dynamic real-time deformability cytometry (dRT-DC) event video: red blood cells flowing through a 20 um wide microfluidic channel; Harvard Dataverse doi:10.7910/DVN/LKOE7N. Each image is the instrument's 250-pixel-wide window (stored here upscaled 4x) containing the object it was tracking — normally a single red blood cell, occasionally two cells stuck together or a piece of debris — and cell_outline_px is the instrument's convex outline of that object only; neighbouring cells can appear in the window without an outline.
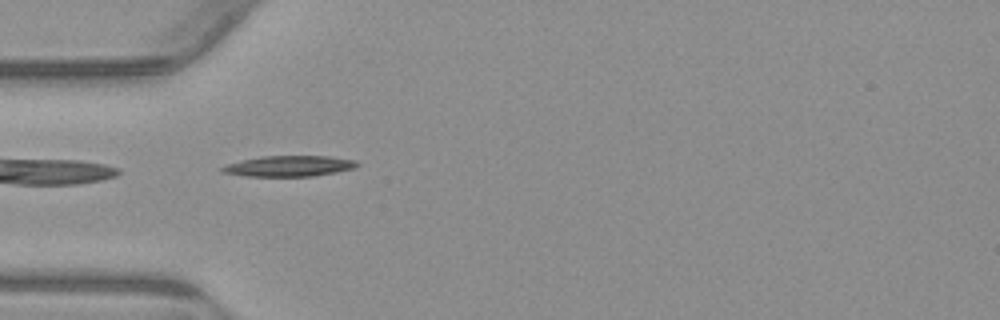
{"species": "common noctule bat (a hibernating species)", "species_latin": "Nyctalus noctula", "temperature_condition": "warm", "stored_images_in_passage": 38, "camera_frame_rate_fps": 3000, "um_per_image_px": 0.085, "animal": {"sex": "male", "body_mass_g": 23.1, "forearm_length_mm": 52.7}, "frame": {"image": 1, "passage_image": 1, "time_ms": 0.0, "image_size_px": [1000, 320], "cell_outline_px": [[360, 164], [352, 168], [336, 172], [312, 176], [248, 176], [220, 172], [220, 168], [224, 164], [264, 156], [328, 156], [356, 160]], "centroid_in_image_um": [24.55, 14.11], "position_along_channel_um": 60.5, "area_um2": 16.18}}
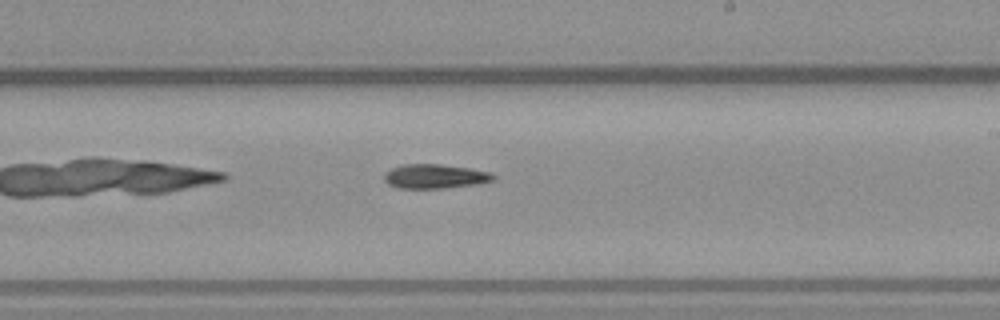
{"frame": {"image": 2, "passage_image": 16, "time_ms": 5.0, "image_size_px": [1000, 320], "cell_outline_px": [[496, 176], [492, 180], [476, 184], [440, 188], [400, 188], [388, 184], [384, 180], [384, 176], [392, 168], [404, 164], [440, 164], [468, 168], [488, 172]], "centroid_in_image_um": [36.94, 14.98], "position_along_channel_um": 252.1, "area_um2": 15.09}}
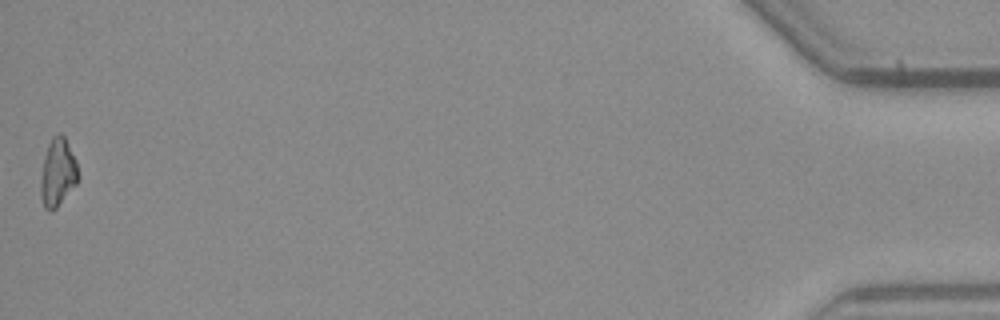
{"frame": {"image": 3, "passage_image": 38, "time_ms": 12.333, "image_size_px": [1000, 320], "cell_outline_px": [[80, 176], [76, 184], [56, 208], [52, 212], [48, 212], [44, 208], [40, 196], [40, 180], [44, 156], [48, 144], [52, 136], [60, 132], [64, 136], [76, 160]], "centroid_in_image_um": [4.9, 14.68], "position_along_channel_um": 430.3, "area_um2": 15.09}}